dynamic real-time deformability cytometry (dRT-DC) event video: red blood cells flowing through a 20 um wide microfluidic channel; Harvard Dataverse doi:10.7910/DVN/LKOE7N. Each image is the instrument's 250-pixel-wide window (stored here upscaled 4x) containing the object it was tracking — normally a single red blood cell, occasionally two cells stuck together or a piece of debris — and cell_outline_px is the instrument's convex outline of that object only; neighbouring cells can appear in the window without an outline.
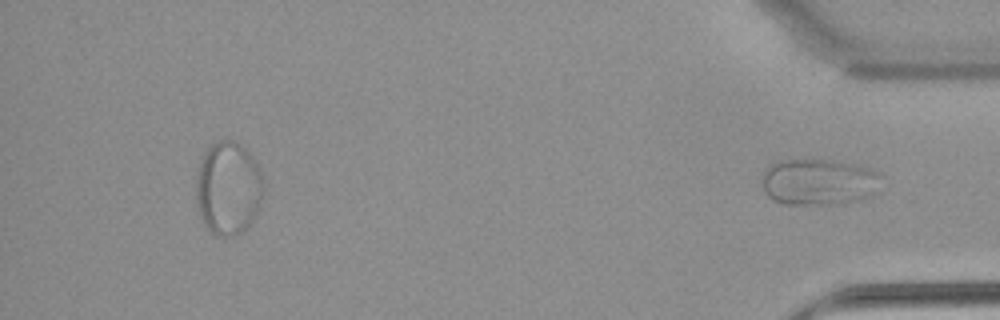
{"species": "common noctule bat (a hibernating species)", "species_latin": "Nyctalus noctula", "temperature_condition": "warm", "stored_images_in_passage": 48, "segment_of_instrument_passage": [2, 2], "camera_frame_rate_fps": 3000, "um_per_image_px": 0.085, "animal": {"sex": "female", "body_mass_g": 22.7, "forearm_length_mm": 54.2}, "frame": {"image": 1, "passage_image": 48, "time_ms": 15.667, "image_size_px": [1000, 320], "cell_outline_px": [[876, 176], [872, 196], [856, 200], [832, 204], [784, 204], [772, 200], [768, 196], [764, 188], [764, 172], [772, 164], [780, 160], [812, 156], [852, 164], [868, 168], [876, 172]], "centroid_in_image_um": [69.49, 15.42], "position_along_channel_um": 365.7, "area_um2": 31.96}}